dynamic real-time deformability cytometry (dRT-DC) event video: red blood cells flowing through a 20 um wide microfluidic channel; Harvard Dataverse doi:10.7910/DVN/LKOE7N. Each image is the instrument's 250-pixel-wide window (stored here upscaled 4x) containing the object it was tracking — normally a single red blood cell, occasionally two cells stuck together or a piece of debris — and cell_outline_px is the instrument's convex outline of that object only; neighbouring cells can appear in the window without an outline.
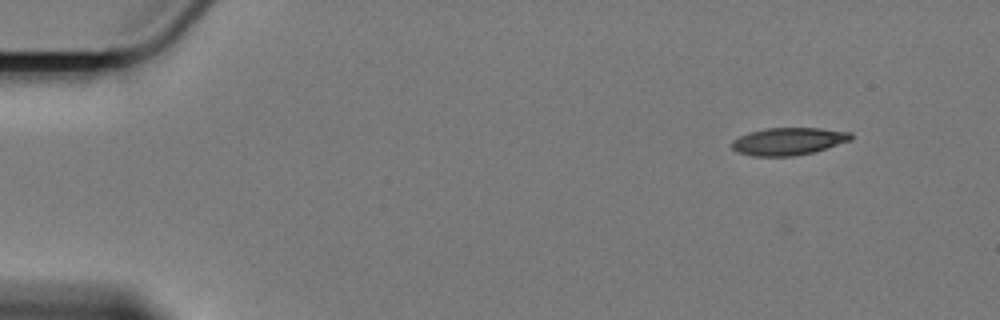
{"species": "Egyptian fruit bat (a non-hibernating species)", "species_latin": "Rousettus aegyptiacus", "temperature_condition": "cold", "stored_images_in_passage": 9, "camera_frame_rate_fps": 3000, "um_per_image_px": 0.085, "animal": {"sex": "female"}, "frame": {"image": 1, "passage_image": 1, "time_ms": 0.0, "image_size_px": [1000, 320], "cell_outline_px": [[852, 140], [816, 152], [796, 156], [752, 156], [736, 152], [732, 148], [732, 140], [748, 132], [768, 128], [820, 128], [852, 132]], "centroid_in_image_um": [67.04, 12.02], "position_along_channel_um": 18.0, "area_um2": 19.31}}
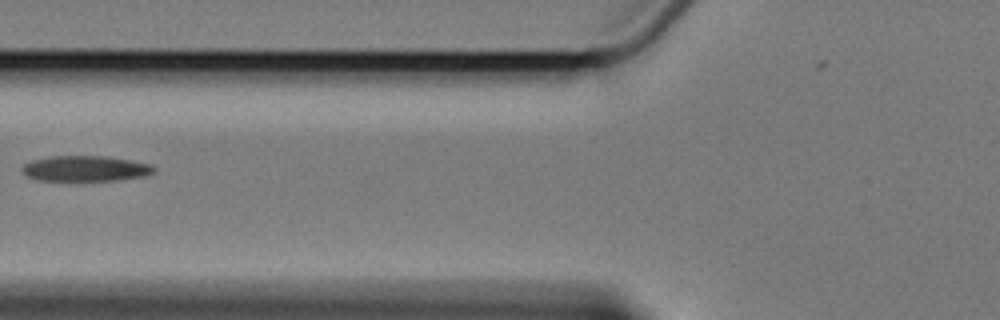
{"frame": {"image": 2, "passage_image": 6, "time_ms": 6.0, "image_size_px": [1000, 320], "cell_outline_px": [[156, 172], [144, 176], [116, 180], [40, 180], [28, 176], [20, 168], [24, 164], [32, 160], [48, 156], [104, 156], [152, 164], [156, 168]], "centroid_in_image_um": [7.28, 14.32], "position_along_channel_um": 118.5, "area_um2": 19.48}}
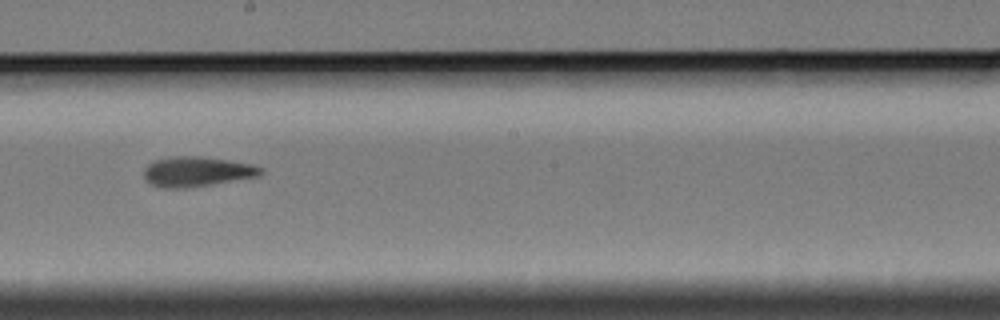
{"frame": {"image": 3, "passage_image": 9, "time_ms": 9.333, "image_size_px": [1000, 320], "cell_outline_px": [[264, 172], [260, 176], [208, 184], [176, 188], [164, 188], [152, 184], [144, 176], [144, 168], [152, 160], [172, 156], [200, 156], [228, 160], [252, 164], [264, 168]], "centroid_in_image_um": [16.74, 14.56], "position_along_channel_um": 231.5, "area_um2": 20.17}}